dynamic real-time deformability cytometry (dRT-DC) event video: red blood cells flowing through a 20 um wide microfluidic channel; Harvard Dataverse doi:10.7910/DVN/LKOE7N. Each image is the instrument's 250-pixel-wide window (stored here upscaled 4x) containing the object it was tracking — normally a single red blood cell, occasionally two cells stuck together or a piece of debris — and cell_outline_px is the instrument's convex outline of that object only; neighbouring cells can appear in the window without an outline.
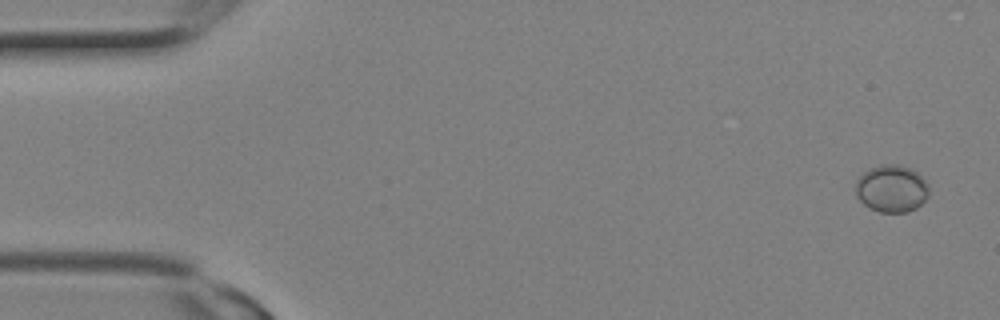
{"species": "Egyptian fruit bat (a non-hibernating species)", "species_latin": "Rousettus aegyptiacus", "temperature_condition": "room temperature", "stored_images_in_passage": 5, "camera_frame_rate_fps": 3000, "um_per_image_px": 0.085, "animal": {"sex": "female"}, "frame": {"image": 1, "passage_image": 1, "time_ms": 0.0, "image_size_px": [1000, 320], "cell_outline_px": [[928, 196], [916, 208], [908, 212], [880, 212], [864, 204], [856, 196], [856, 180], [868, 168], [880, 164], [896, 164], [908, 168], [916, 172], [928, 184]], "centroid_in_image_um": [75.77, 16.02], "position_along_channel_um": 9.2, "area_um2": 20.06}}